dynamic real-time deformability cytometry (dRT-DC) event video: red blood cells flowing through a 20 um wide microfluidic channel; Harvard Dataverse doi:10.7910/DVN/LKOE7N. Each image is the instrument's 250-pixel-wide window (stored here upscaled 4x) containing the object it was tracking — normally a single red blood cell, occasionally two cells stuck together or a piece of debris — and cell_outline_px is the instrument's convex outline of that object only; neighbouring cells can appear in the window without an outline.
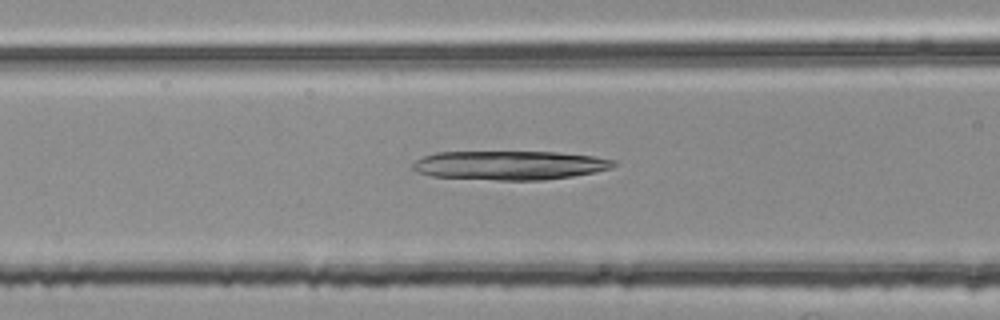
{"species": "common noctule bat (a hibernating species)", "species_latin": "Nyctalus noctula", "temperature_condition": "room temperature", "stored_images_in_passage": 42, "camera_frame_rate_fps": 3000, "um_per_image_px": 0.085, "animal": {"sex": "female", "body_mass_g": 25.1}, "frame": {"image": 1, "passage_image": 10, "time_ms": 3.0, "image_size_px": [1000, 320], "cell_outline_px": [[616, 164], [612, 168], [572, 176], [544, 180], [496, 180], [432, 176], [416, 172], [412, 168], [412, 164], [416, 160], [424, 156], [436, 152], [556, 152], [592, 156], [616, 160]], "centroid_in_image_um": [43.31, 14.05], "position_along_channel_um": 123.3, "area_um2": 33.87}}
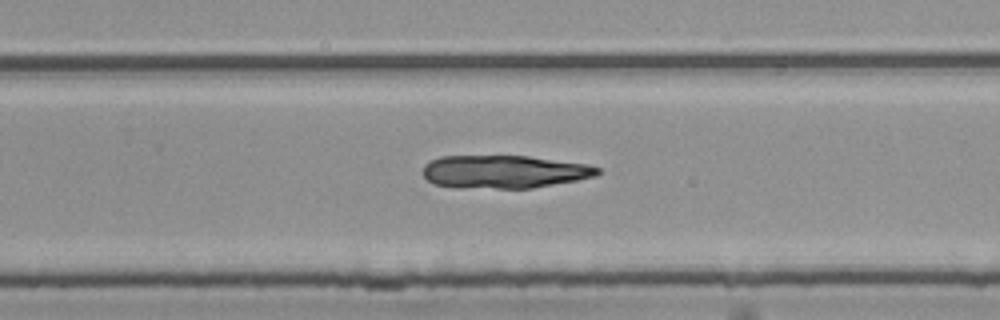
{"frame": {"image": 2, "passage_image": 23, "time_ms": 7.333, "image_size_px": [1000, 320], "cell_outline_px": [[600, 172], [596, 176], [576, 180], [532, 188], [456, 188], [432, 184], [424, 176], [424, 164], [440, 156], [528, 156], [588, 164], [600, 168]], "centroid_in_image_um": [42.83, 14.6], "position_along_channel_um": 287.0, "area_um2": 33.7}}
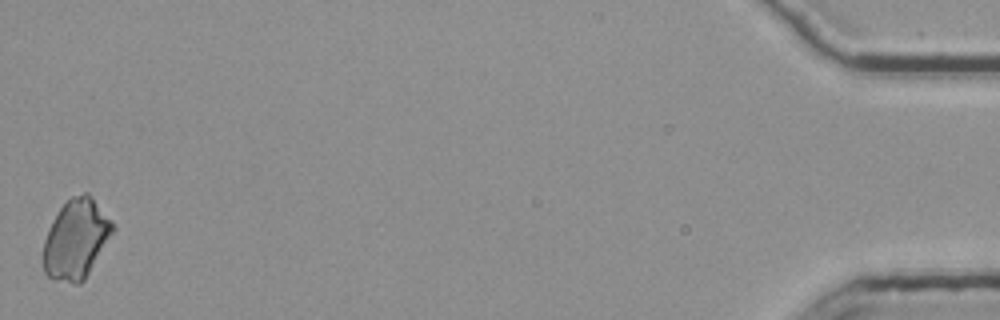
{"frame": {"image": 3, "passage_image": 42, "time_ms": 13.667, "image_size_px": [1000, 320], "cell_outline_px": [[116, 228], [84, 280], [80, 284], [72, 284], [52, 280], [44, 272], [40, 260], [44, 240], [48, 228], [52, 220], [60, 208], [72, 196], [84, 192], [88, 192], [92, 196]], "centroid_in_image_um": [6.41, 20.36], "position_along_channel_um": 428.8, "area_um2": 32.6}}